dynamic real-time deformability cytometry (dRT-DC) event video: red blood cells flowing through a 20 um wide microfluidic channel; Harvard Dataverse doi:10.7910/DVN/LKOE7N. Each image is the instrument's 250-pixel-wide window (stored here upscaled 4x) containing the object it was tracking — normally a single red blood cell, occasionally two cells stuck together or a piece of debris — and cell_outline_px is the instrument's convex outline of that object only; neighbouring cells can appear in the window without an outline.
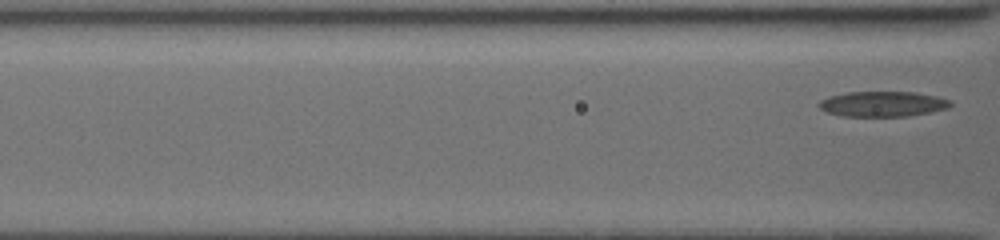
{"species": "common noctule bat (a hibernating species)", "species_latin": "Nyctalus noctula", "temperature_condition": "cold", "stored_images_in_passage": 9, "camera_frame_rate_fps": 3000, "um_per_image_px": 0.085, "animal": {"sex": "female", "body_mass_g": 19.5, "forearm_length_mm": 54.1}, "frame": {"image": 1, "passage_image": 9, "time_ms": 4.667, "image_size_px": [1000, 240], "cell_outline_px": [[952, 104], [948, 108], [908, 116], [840, 116], [828, 112], [820, 108], [816, 104], [820, 100], [828, 96], [848, 92], [912, 92], [936, 96], [952, 100]], "centroid_in_image_um": [75.0, 8.83], "position_along_channel_um": 91.6, "area_um2": 19.36}}